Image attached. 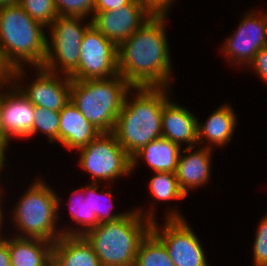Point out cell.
Here are the masks:
<instances>
[{"instance_id":"obj_1","label":"cell","mask_w":267,"mask_h":266,"mask_svg":"<svg viewBox=\"0 0 267 266\" xmlns=\"http://www.w3.org/2000/svg\"><path fill=\"white\" fill-rule=\"evenodd\" d=\"M166 16H152L118 46V72L132 87H168Z\"/></svg>"},{"instance_id":"obj_2","label":"cell","mask_w":267,"mask_h":266,"mask_svg":"<svg viewBox=\"0 0 267 266\" xmlns=\"http://www.w3.org/2000/svg\"><path fill=\"white\" fill-rule=\"evenodd\" d=\"M43 27L19 4L0 7V55L11 70V82H20L25 62L35 68L45 62L48 39Z\"/></svg>"},{"instance_id":"obj_3","label":"cell","mask_w":267,"mask_h":266,"mask_svg":"<svg viewBox=\"0 0 267 266\" xmlns=\"http://www.w3.org/2000/svg\"><path fill=\"white\" fill-rule=\"evenodd\" d=\"M137 95L128 101L127 92L113 134L132 157L150 141L162 137V113L169 100L167 87H134ZM131 102V103H130Z\"/></svg>"},{"instance_id":"obj_4","label":"cell","mask_w":267,"mask_h":266,"mask_svg":"<svg viewBox=\"0 0 267 266\" xmlns=\"http://www.w3.org/2000/svg\"><path fill=\"white\" fill-rule=\"evenodd\" d=\"M135 210L117 220L100 223L83 234L101 266H134L139 246L156 219L153 210L145 216L140 209Z\"/></svg>"},{"instance_id":"obj_5","label":"cell","mask_w":267,"mask_h":266,"mask_svg":"<svg viewBox=\"0 0 267 266\" xmlns=\"http://www.w3.org/2000/svg\"><path fill=\"white\" fill-rule=\"evenodd\" d=\"M134 89L119 74L105 79L71 80L70 101L102 133H113L127 92Z\"/></svg>"},{"instance_id":"obj_6","label":"cell","mask_w":267,"mask_h":266,"mask_svg":"<svg viewBox=\"0 0 267 266\" xmlns=\"http://www.w3.org/2000/svg\"><path fill=\"white\" fill-rule=\"evenodd\" d=\"M31 185L13 211V220L22 231L18 237L39 238L54 243L62 236V232L55 229L60 200L44 181L37 179Z\"/></svg>"},{"instance_id":"obj_7","label":"cell","mask_w":267,"mask_h":266,"mask_svg":"<svg viewBox=\"0 0 267 266\" xmlns=\"http://www.w3.org/2000/svg\"><path fill=\"white\" fill-rule=\"evenodd\" d=\"M82 19L84 18L63 15L55 18L51 28H48L51 31V44L47 41V54L42 65L43 69L56 74L61 70L60 72L63 71L64 76L69 77L77 71L82 38L92 25L90 20L88 24L81 26Z\"/></svg>"},{"instance_id":"obj_8","label":"cell","mask_w":267,"mask_h":266,"mask_svg":"<svg viewBox=\"0 0 267 266\" xmlns=\"http://www.w3.org/2000/svg\"><path fill=\"white\" fill-rule=\"evenodd\" d=\"M80 166L97 179L113 181L129 174L131 157L126 153L113 133H101L89 144L78 149Z\"/></svg>"},{"instance_id":"obj_9","label":"cell","mask_w":267,"mask_h":266,"mask_svg":"<svg viewBox=\"0 0 267 266\" xmlns=\"http://www.w3.org/2000/svg\"><path fill=\"white\" fill-rule=\"evenodd\" d=\"M162 230L152 222L151 232L164 244L175 266H209L196 234L176 210L168 212Z\"/></svg>"},{"instance_id":"obj_10","label":"cell","mask_w":267,"mask_h":266,"mask_svg":"<svg viewBox=\"0 0 267 266\" xmlns=\"http://www.w3.org/2000/svg\"><path fill=\"white\" fill-rule=\"evenodd\" d=\"M118 74V46L91 25L83 35L78 69L71 80L105 79Z\"/></svg>"},{"instance_id":"obj_11","label":"cell","mask_w":267,"mask_h":266,"mask_svg":"<svg viewBox=\"0 0 267 266\" xmlns=\"http://www.w3.org/2000/svg\"><path fill=\"white\" fill-rule=\"evenodd\" d=\"M15 86H12V85ZM13 88L1 93L0 101V125L2 128V156L8 146L10 138L32 136L33 118L35 106L17 87L15 82H9Z\"/></svg>"},{"instance_id":"obj_12","label":"cell","mask_w":267,"mask_h":266,"mask_svg":"<svg viewBox=\"0 0 267 266\" xmlns=\"http://www.w3.org/2000/svg\"><path fill=\"white\" fill-rule=\"evenodd\" d=\"M263 14L246 13L238 30L223 44V52L237 65H249L255 54L267 45V12Z\"/></svg>"},{"instance_id":"obj_13","label":"cell","mask_w":267,"mask_h":266,"mask_svg":"<svg viewBox=\"0 0 267 266\" xmlns=\"http://www.w3.org/2000/svg\"><path fill=\"white\" fill-rule=\"evenodd\" d=\"M151 17L139 0H133L116 11L93 12L91 22L108 40L119 46Z\"/></svg>"},{"instance_id":"obj_14","label":"cell","mask_w":267,"mask_h":266,"mask_svg":"<svg viewBox=\"0 0 267 266\" xmlns=\"http://www.w3.org/2000/svg\"><path fill=\"white\" fill-rule=\"evenodd\" d=\"M38 72L34 82L20 91L35 106L60 112L70 102L71 78H61L42 67L35 68Z\"/></svg>"},{"instance_id":"obj_15","label":"cell","mask_w":267,"mask_h":266,"mask_svg":"<svg viewBox=\"0 0 267 266\" xmlns=\"http://www.w3.org/2000/svg\"><path fill=\"white\" fill-rule=\"evenodd\" d=\"M198 119L188 109L168 100L162 113V137L182 145L189 144L182 153L192 151L198 144ZM191 144V145H190ZM195 145V146H194Z\"/></svg>"},{"instance_id":"obj_16","label":"cell","mask_w":267,"mask_h":266,"mask_svg":"<svg viewBox=\"0 0 267 266\" xmlns=\"http://www.w3.org/2000/svg\"><path fill=\"white\" fill-rule=\"evenodd\" d=\"M59 116V143L69 150L86 146L102 133L86 120L71 101L63 107Z\"/></svg>"},{"instance_id":"obj_17","label":"cell","mask_w":267,"mask_h":266,"mask_svg":"<svg viewBox=\"0 0 267 266\" xmlns=\"http://www.w3.org/2000/svg\"><path fill=\"white\" fill-rule=\"evenodd\" d=\"M51 266H101L83 235H62L53 243Z\"/></svg>"},{"instance_id":"obj_18","label":"cell","mask_w":267,"mask_h":266,"mask_svg":"<svg viewBox=\"0 0 267 266\" xmlns=\"http://www.w3.org/2000/svg\"><path fill=\"white\" fill-rule=\"evenodd\" d=\"M206 146H201V148L199 147V149L185 156L181 155L180 152L176 177L181 191L186 196L189 188H198L209 180L212 146Z\"/></svg>"},{"instance_id":"obj_19","label":"cell","mask_w":267,"mask_h":266,"mask_svg":"<svg viewBox=\"0 0 267 266\" xmlns=\"http://www.w3.org/2000/svg\"><path fill=\"white\" fill-rule=\"evenodd\" d=\"M8 249L12 266L52 265V242L16 235L8 240Z\"/></svg>"},{"instance_id":"obj_20","label":"cell","mask_w":267,"mask_h":266,"mask_svg":"<svg viewBox=\"0 0 267 266\" xmlns=\"http://www.w3.org/2000/svg\"><path fill=\"white\" fill-rule=\"evenodd\" d=\"M181 147L164 137L154 139L131 157V170L142 158L154 172L176 173Z\"/></svg>"},{"instance_id":"obj_21","label":"cell","mask_w":267,"mask_h":266,"mask_svg":"<svg viewBox=\"0 0 267 266\" xmlns=\"http://www.w3.org/2000/svg\"><path fill=\"white\" fill-rule=\"evenodd\" d=\"M231 106L224 104L216 109L204 124H197L198 127V144L202 138L215 146H223L231 141V136L236 125V115Z\"/></svg>"},{"instance_id":"obj_22","label":"cell","mask_w":267,"mask_h":266,"mask_svg":"<svg viewBox=\"0 0 267 266\" xmlns=\"http://www.w3.org/2000/svg\"><path fill=\"white\" fill-rule=\"evenodd\" d=\"M84 193V191L86 192L85 194H87L84 197H79L78 195V199L75 198L73 199V194L75 193H71V199L69 201L70 203V213H71V217L73 219V221L75 220L76 224H80L83 226L84 229H78V230H73V228L71 230L66 229V231H61L62 235H83L85 234L87 231H89L90 229L97 227L100 223L98 221V218L96 216L95 213H92V204H91V193H92V183H90V185L86 186L85 188L81 189L80 192ZM69 230V231H68ZM78 231V232H77Z\"/></svg>"},{"instance_id":"obj_23","label":"cell","mask_w":267,"mask_h":266,"mask_svg":"<svg viewBox=\"0 0 267 266\" xmlns=\"http://www.w3.org/2000/svg\"><path fill=\"white\" fill-rule=\"evenodd\" d=\"M134 266H175L164 244L150 231L141 242Z\"/></svg>"},{"instance_id":"obj_24","label":"cell","mask_w":267,"mask_h":266,"mask_svg":"<svg viewBox=\"0 0 267 266\" xmlns=\"http://www.w3.org/2000/svg\"><path fill=\"white\" fill-rule=\"evenodd\" d=\"M156 175L149 180V189L156 200L169 201L182 199L186 195L181 191L176 173L155 172Z\"/></svg>"},{"instance_id":"obj_25","label":"cell","mask_w":267,"mask_h":266,"mask_svg":"<svg viewBox=\"0 0 267 266\" xmlns=\"http://www.w3.org/2000/svg\"><path fill=\"white\" fill-rule=\"evenodd\" d=\"M59 125L60 116L58 111L35 107L32 136L40 131L48 136L49 142H59Z\"/></svg>"},{"instance_id":"obj_26","label":"cell","mask_w":267,"mask_h":266,"mask_svg":"<svg viewBox=\"0 0 267 266\" xmlns=\"http://www.w3.org/2000/svg\"><path fill=\"white\" fill-rule=\"evenodd\" d=\"M19 5L35 21L49 27L58 16L53 0H20Z\"/></svg>"},{"instance_id":"obj_27","label":"cell","mask_w":267,"mask_h":266,"mask_svg":"<svg viewBox=\"0 0 267 266\" xmlns=\"http://www.w3.org/2000/svg\"><path fill=\"white\" fill-rule=\"evenodd\" d=\"M58 15L86 17L94 12L95 0H53Z\"/></svg>"},{"instance_id":"obj_28","label":"cell","mask_w":267,"mask_h":266,"mask_svg":"<svg viewBox=\"0 0 267 266\" xmlns=\"http://www.w3.org/2000/svg\"><path fill=\"white\" fill-rule=\"evenodd\" d=\"M254 242V266H267V215L259 223Z\"/></svg>"},{"instance_id":"obj_29","label":"cell","mask_w":267,"mask_h":266,"mask_svg":"<svg viewBox=\"0 0 267 266\" xmlns=\"http://www.w3.org/2000/svg\"><path fill=\"white\" fill-rule=\"evenodd\" d=\"M96 184L97 183L92 182L91 204H92V213L96 214L99 223L114 221V220H117L118 218H121L122 216H124L126 213L112 214L109 211V210H111V209H109V207H107V208H106V206L102 207V204H101L102 202H100V200H99L101 197H99V196L101 194H103V192L102 193L97 192V189L99 188V186H98V184L97 185Z\"/></svg>"},{"instance_id":"obj_30","label":"cell","mask_w":267,"mask_h":266,"mask_svg":"<svg viewBox=\"0 0 267 266\" xmlns=\"http://www.w3.org/2000/svg\"><path fill=\"white\" fill-rule=\"evenodd\" d=\"M152 16H167L173 0H139Z\"/></svg>"},{"instance_id":"obj_31","label":"cell","mask_w":267,"mask_h":266,"mask_svg":"<svg viewBox=\"0 0 267 266\" xmlns=\"http://www.w3.org/2000/svg\"><path fill=\"white\" fill-rule=\"evenodd\" d=\"M250 65L260 75L261 79L267 83V45L255 54Z\"/></svg>"},{"instance_id":"obj_32","label":"cell","mask_w":267,"mask_h":266,"mask_svg":"<svg viewBox=\"0 0 267 266\" xmlns=\"http://www.w3.org/2000/svg\"><path fill=\"white\" fill-rule=\"evenodd\" d=\"M133 0H95L94 12L112 11L130 4Z\"/></svg>"},{"instance_id":"obj_33","label":"cell","mask_w":267,"mask_h":266,"mask_svg":"<svg viewBox=\"0 0 267 266\" xmlns=\"http://www.w3.org/2000/svg\"><path fill=\"white\" fill-rule=\"evenodd\" d=\"M11 257L8 249V239L0 237V266H10Z\"/></svg>"},{"instance_id":"obj_34","label":"cell","mask_w":267,"mask_h":266,"mask_svg":"<svg viewBox=\"0 0 267 266\" xmlns=\"http://www.w3.org/2000/svg\"><path fill=\"white\" fill-rule=\"evenodd\" d=\"M11 82V70L5 65L0 55V85Z\"/></svg>"},{"instance_id":"obj_35","label":"cell","mask_w":267,"mask_h":266,"mask_svg":"<svg viewBox=\"0 0 267 266\" xmlns=\"http://www.w3.org/2000/svg\"><path fill=\"white\" fill-rule=\"evenodd\" d=\"M20 0H0V7L19 4Z\"/></svg>"},{"instance_id":"obj_36","label":"cell","mask_w":267,"mask_h":266,"mask_svg":"<svg viewBox=\"0 0 267 266\" xmlns=\"http://www.w3.org/2000/svg\"><path fill=\"white\" fill-rule=\"evenodd\" d=\"M0 87H4L3 85H0ZM0 101H1V92H0ZM0 154L2 155V128L0 125Z\"/></svg>"},{"instance_id":"obj_37","label":"cell","mask_w":267,"mask_h":266,"mask_svg":"<svg viewBox=\"0 0 267 266\" xmlns=\"http://www.w3.org/2000/svg\"><path fill=\"white\" fill-rule=\"evenodd\" d=\"M4 160H5L4 157L0 154V171L1 172H2V169L4 167V163H5Z\"/></svg>"},{"instance_id":"obj_38","label":"cell","mask_w":267,"mask_h":266,"mask_svg":"<svg viewBox=\"0 0 267 266\" xmlns=\"http://www.w3.org/2000/svg\"><path fill=\"white\" fill-rule=\"evenodd\" d=\"M0 173H1V172H0ZM0 195H1V194H0ZM0 201H1V200H0ZM0 203H2V202H0ZM1 208H2V207H1V204H0V228H1V225H2L1 223H3V222H2V219L4 218V217H3V214H2L3 211H1V210H2Z\"/></svg>"}]
</instances>
